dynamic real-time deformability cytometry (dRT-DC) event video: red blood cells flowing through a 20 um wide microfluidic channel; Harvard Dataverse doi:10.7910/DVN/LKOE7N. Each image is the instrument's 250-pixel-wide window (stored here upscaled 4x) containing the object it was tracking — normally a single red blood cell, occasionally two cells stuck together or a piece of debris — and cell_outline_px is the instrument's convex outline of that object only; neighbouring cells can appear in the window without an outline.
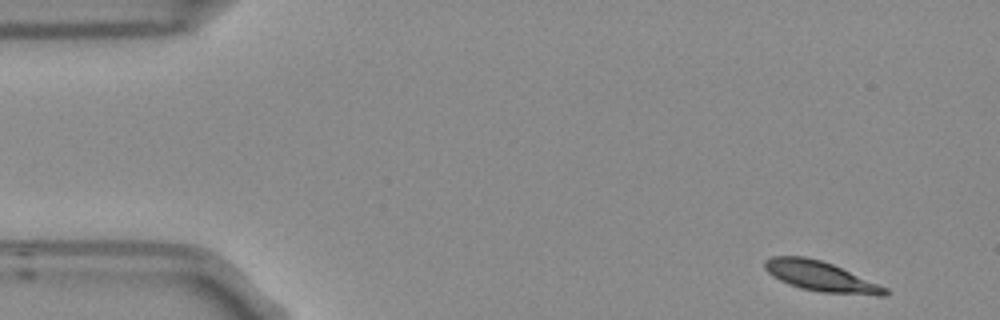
{"species": "Egyptian fruit bat (a non-hibernating species)", "species_latin": "Rousettus aegyptiacus", "temperature_condition": "room temperature", "stored_images_in_passage": 14, "camera_frame_rate_fps": 3000, "um_per_image_px": 0.085, "frame": {"image": 1, "passage_image": 1, "time_ms": 0.0, "image_size_px": [1000, 320], "cell_outline_px": [[888, 296], [876, 296], [820, 292], [800, 288], [788, 284], [772, 276], [764, 268], [764, 260], [772, 256], [804, 256], [820, 260], [832, 264], [888, 288]], "centroid_in_image_um": [69.76, 23.5], "position_along_channel_um": 15.2, "area_um2": 21.1}}
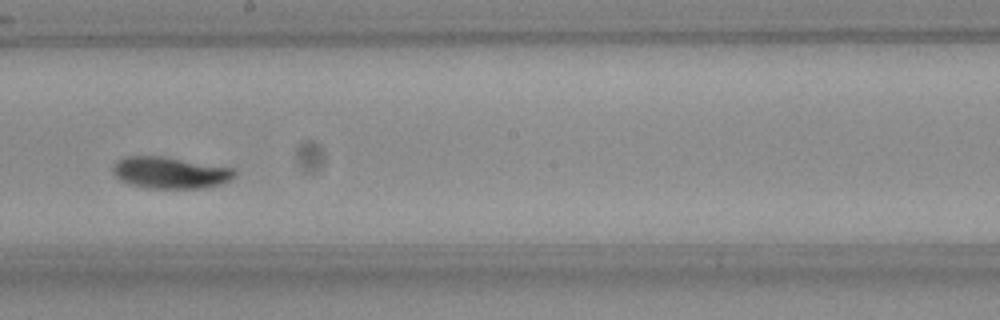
{"frame": {"image": 2, "passage_image": 8, "time_ms": 2.333, "image_size_px": [1000, 320], "cell_outline_px": [[236, 176], [220, 184], [204, 188], [148, 188], [128, 184], [120, 180], [116, 176], [112, 168], [124, 156], [160, 156], [232, 168], [236, 172]], "centroid_in_image_um": [14.45, 14.69], "position_along_channel_um": 233.7, "area_um2": 22.08}}
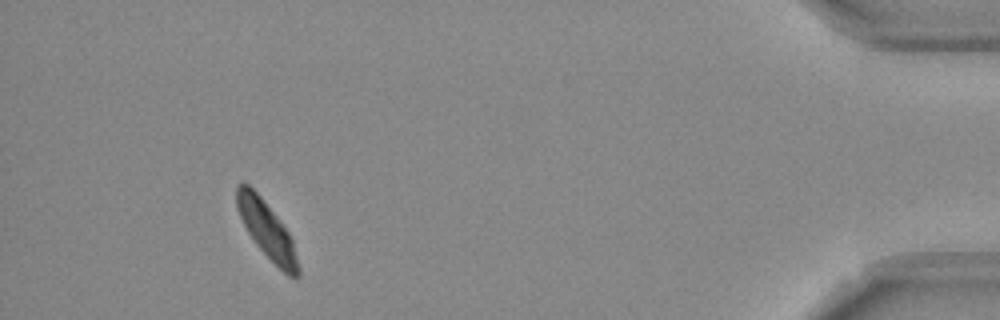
{"frame": {"image": 3, "passage_image": 13, "time_ms": 4.0, "image_size_px": [1000, 320], "cell_outline_px": [[300, 276], [288, 276], [256, 244], [248, 232], [240, 216], [236, 204], [236, 184], [248, 184], [260, 196], [288, 232], [292, 240], [300, 268]], "centroid_in_image_um": [22.68, 19.54], "position_along_channel_um": 412.5, "area_um2": 19.59}}